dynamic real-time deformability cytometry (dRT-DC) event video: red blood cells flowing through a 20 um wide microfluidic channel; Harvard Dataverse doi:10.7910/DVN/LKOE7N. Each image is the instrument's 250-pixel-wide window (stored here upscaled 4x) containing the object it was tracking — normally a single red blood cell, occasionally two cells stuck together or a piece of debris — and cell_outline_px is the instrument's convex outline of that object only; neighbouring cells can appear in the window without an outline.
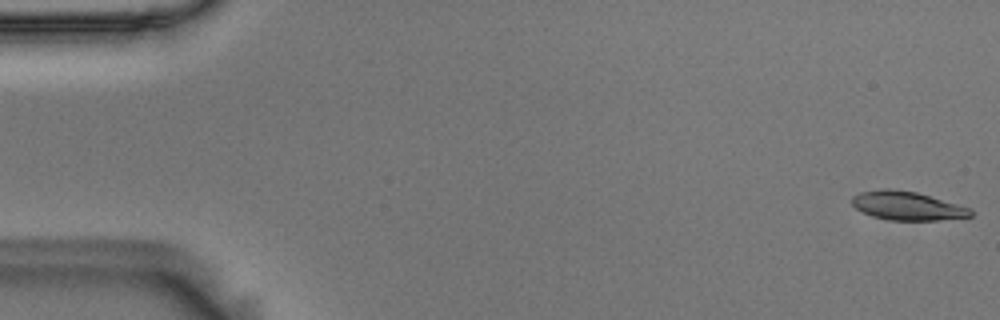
{"species": "Egyptian fruit bat (a non-hibernating species)", "species_latin": "Rousettus aegyptiacus", "temperature_condition": "room temperature", "stored_images_in_passage": 56, "camera_frame_rate_fps": 3000, "um_per_image_px": 0.085, "animal": {"sex": "male"}, "frame": {"image": 1, "passage_image": 1, "time_ms": 0.0, "image_size_px": [1000, 320], "cell_outline_px": [[972, 216], [936, 220], [888, 220], [872, 216], [856, 208], [852, 204], [852, 196], [860, 192], [880, 188], [888, 188], [916, 192], [972, 208]], "centroid_in_image_um": [77.1, 17.48], "position_along_channel_um": 7.9, "area_um2": 19.77}}
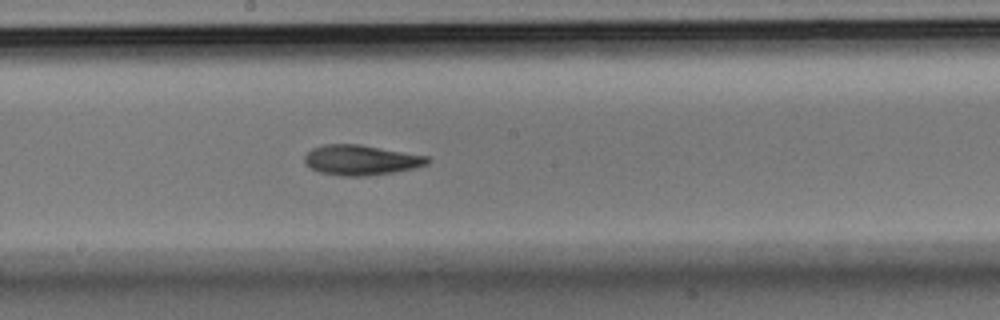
{"frame": {"image": 2, "passage_image": 30, "time_ms": 9.667, "image_size_px": [1000, 320], "cell_outline_px": [[432, 160], [428, 164], [416, 168], [396, 172], [364, 176], [340, 176], [320, 172], [312, 168], [304, 160], [304, 156], [312, 148], [324, 144], [360, 144], [428, 156]], "centroid_in_image_um": [30.73, 13.6], "position_along_channel_um": 217.5, "area_um2": 21.68}}
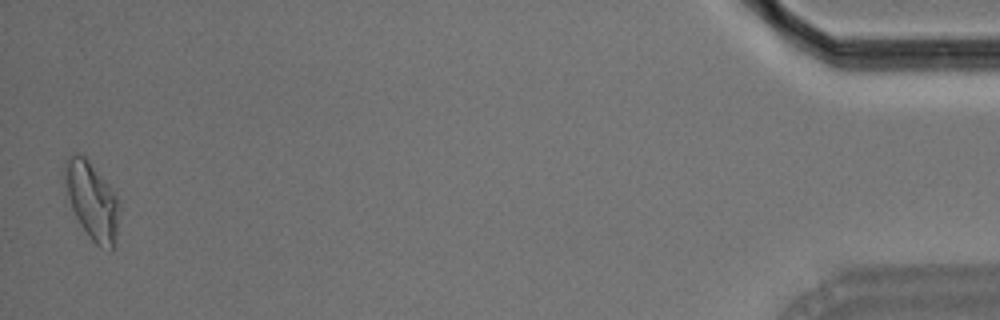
{"frame": {"image": 3, "passage_image": 55, "time_ms": 18.0, "image_size_px": [1000, 320], "cell_outline_px": [[120, 208], [116, 240], [112, 252], [100, 248], [92, 240], [80, 224], [72, 208], [68, 196], [64, 180], [64, 160], [72, 152], [76, 152], [84, 156], [88, 160], [116, 192], [120, 204]], "centroid_in_image_um": [7.84, 17.06], "position_along_channel_um": 427.4, "area_um2": 25.03}, "authors_computed_cell_mechanics": {"area_um2": 21.097, "velocity_mm_per_s": 3.6082, "shape_relaxation_time_tau1_ms": 7.3429, "shape_relaxation_time_tau2_ms": 8.3619, "deformation_change_tau1": 0.1891, "deformation_change_tau2": 0.175}}